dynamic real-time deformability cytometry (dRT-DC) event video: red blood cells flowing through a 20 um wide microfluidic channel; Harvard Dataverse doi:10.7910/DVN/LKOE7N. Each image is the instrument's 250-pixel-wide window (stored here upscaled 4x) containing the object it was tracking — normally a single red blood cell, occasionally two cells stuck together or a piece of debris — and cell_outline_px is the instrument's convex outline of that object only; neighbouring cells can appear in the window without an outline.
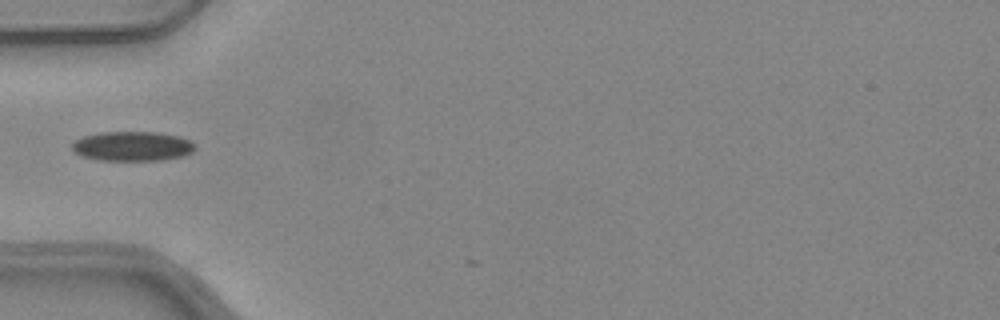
{"species": "common noctule bat (a hibernating species)", "species_latin": "Nyctalus noctula", "temperature_condition": "warm", "stored_images_in_passage": 8, "camera_frame_rate_fps": 3000, "um_per_image_px": 0.085, "animal": {"sex": "female", "body_mass_g": 24.6, "forearm_length_mm": 56.2}, "frame": {"image": 1, "passage_image": 1, "time_ms": 0.0, "image_size_px": [1000, 320], "cell_outline_px": [[196, 148], [192, 152], [184, 156], [164, 160], [100, 160], [84, 156], [76, 152], [72, 148], [72, 144], [76, 140], [84, 136], [100, 132], [156, 132], [180, 136], [192, 140], [196, 144]], "centroid_in_image_um": [11.34, 12.42], "position_along_channel_um": 73.7, "area_um2": 21.27}}